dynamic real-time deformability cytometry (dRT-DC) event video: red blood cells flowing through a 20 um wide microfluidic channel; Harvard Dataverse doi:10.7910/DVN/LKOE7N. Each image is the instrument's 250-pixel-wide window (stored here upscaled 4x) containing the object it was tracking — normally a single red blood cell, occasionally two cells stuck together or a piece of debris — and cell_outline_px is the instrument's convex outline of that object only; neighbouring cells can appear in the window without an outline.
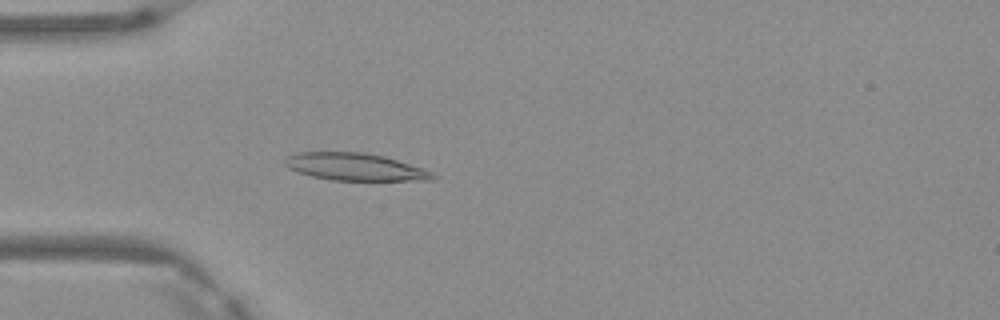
{"species": "Egyptian fruit bat (a non-hibernating species)", "species_latin": "Rousettus aegyptiacus", "temperature_condition": "warm", "stored_images_in_passage": 3, "camera_frame_rate_fps": 3000, "um_per_image_px": 0.085, "frame": {"image": 1, "passage_image": 3, "time_ms": 0.667, "image_size_px": [1000, 320], "cell_outline_px": [[440, 176], [432, 180], [332, 180], [312, 176], [288, 168], [284, 164], [284, 160], [288, 156], [296, 152], [364, 152], [384, 156], [432, 172]], "centroid_in_image_um": [30.16, 14.18], "position_along_channel_um": 54.8, "area_um2": 23.35}}